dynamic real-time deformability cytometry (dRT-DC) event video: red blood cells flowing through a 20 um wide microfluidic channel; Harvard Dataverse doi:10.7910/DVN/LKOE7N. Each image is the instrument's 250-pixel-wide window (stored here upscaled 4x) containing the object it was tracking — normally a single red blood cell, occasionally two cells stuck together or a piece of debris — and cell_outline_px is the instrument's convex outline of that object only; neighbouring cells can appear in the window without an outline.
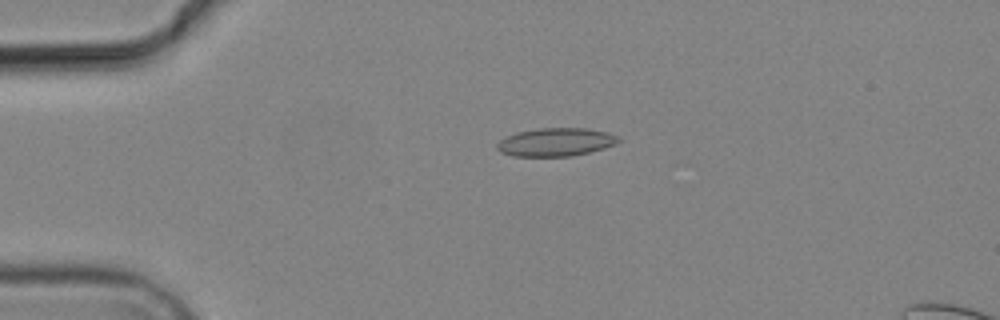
{"species": "common noctule bat (a hibernating species)", "species_latin": "Nyctalus noctula", "temperature_condition": "cold", "stored_images_in_passage": 5, "camera_frame_rate_fps": 3000, "um_per_image_px": 0.085, "animal": {"sex": "male", "body_mass_g": 19.2, "forearm_length_mm": 51.8}, "frame": {"image": 1, "passage_image": 4, "time_ms": 3.667, "image_size_px": [1000, 320], "cell_outline_px": [[620, 140], [616, 144], [604, 148], [572, 156], [512, 156], [500, 152], [496, 148], [496, 144], [504, 136], [516, 132], [540, 128], [584, 128], [608, 132], [616, 136]], "centroid_in_image_um": [47.19, 12.07], "position_along_channel_um": 37.8, "area_um2": 20.0}}